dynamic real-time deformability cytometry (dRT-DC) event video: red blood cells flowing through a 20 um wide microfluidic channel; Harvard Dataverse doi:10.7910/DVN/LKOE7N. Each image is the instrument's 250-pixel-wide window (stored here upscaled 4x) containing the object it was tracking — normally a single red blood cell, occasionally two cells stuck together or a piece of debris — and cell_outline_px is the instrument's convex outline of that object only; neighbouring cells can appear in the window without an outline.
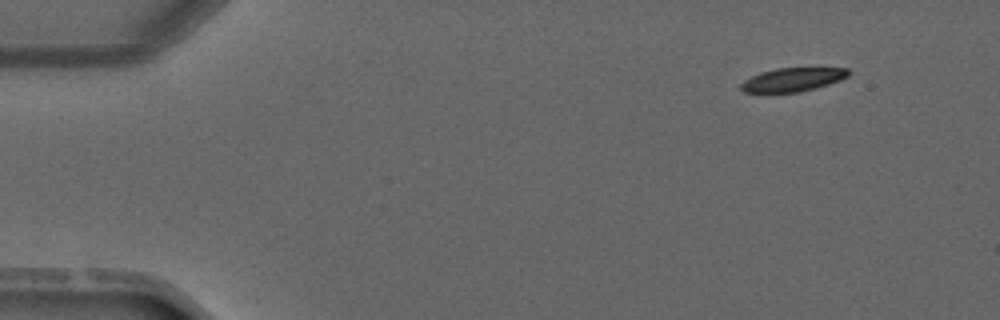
{"species": "common noctule bat (a hibernating species)", "species_latin": "Nyctalus noctula", "temperature_condition": "warm", "stored_images_in_passage": 3, "camera_frame_rate_fps": 3000, "um_per_image_px": 0.085, "animal": {"sex": "male", "forearm_length_mm": 52.5}, "frame": {"image": 1, "passage_image": 1, "time_ms": 0.0, "image_size_px": [1000, 320], "cell_outline_px": [[852, 72], [848, 76], [840, 80], [816, 88], [800, 92], [744, 92], [740, 88], [740, 84], [744, 80], [760, 72], [776, 68], [848, 68]], "centroid_in_image_um": [67.39, 6.76], "position_along_channel_um": 17.6, "area_um2": 14.8}}
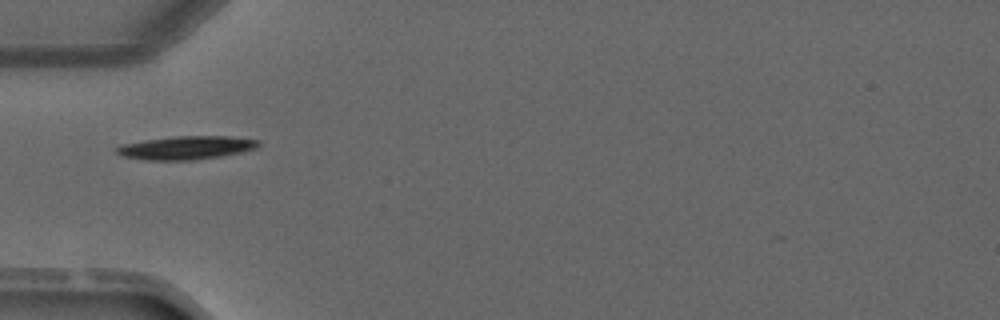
{"frame": {"image": 2, "passage_image": 3, "time_ms": 3.333, "image_size_px": [1000, 320], "cell_outline_px": [[260, 144], [256, 148], [240, 152], [220, 156], [192, 160], [144, 160], [120, 156], [116, 152], [116, 148], [120, 144], [144, 140], [176, 136], [228, 136], [260, 140]], "centroid_in_image_um": [15.78, 12.55], "position_along_channel_um": 69.2, "area_um2": 19.36}}